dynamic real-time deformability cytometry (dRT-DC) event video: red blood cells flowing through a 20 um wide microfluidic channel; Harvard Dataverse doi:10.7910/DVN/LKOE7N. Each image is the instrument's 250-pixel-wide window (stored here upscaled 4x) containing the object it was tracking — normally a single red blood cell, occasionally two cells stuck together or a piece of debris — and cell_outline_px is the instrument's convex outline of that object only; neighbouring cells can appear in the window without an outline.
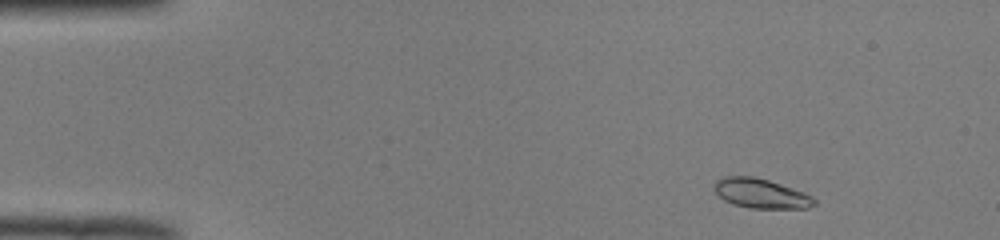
{"species": "common noctule bat (a hibernating species)", "species_latin": "Nyctalus noctula", "temperature_condition": "room temperature", "stored_images_in_passage": 50, "segment_of_instrument_passage": [1, 2], "camera_frame_rate_fps": 3000, "um_per_image_px": 0.085, "animal": {"sex": "male", "body_mass_g": 19.0, "forearm_length_mm": 50.8}, "frame": {"image": 1, "passage_image": 4, "time_ms": 1.0, "image_size_px": [1000, 240], "cell_outline_px": [[816, 204], [808, 208], [752, 208], [732, 204], [724, 200], [712, 188], [712, 184], [716, 180], [724, 176], [752, 176], [768, 180], [804, 192], [812, 196], [816, 200]], "centroid_in_image_um": [64.65, 16.44], "position_along_channel_um": 20.3, "area_um2": 17.28}}
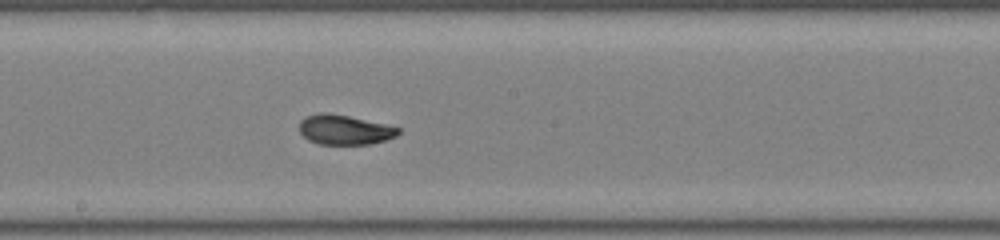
{"frame": {"image": 2, "passage_image": 26, "time_ms": 8.333, "image_size_px": [1000, 240], "cell_outline_px": [[400, 132], [396, 136], [384, 140], [368, 144], [320, 144], [308, 140], [300, 132], [300, 120], [304, 116], [320, 112], [328, 112], [348, 116], [384, 124], [400, 128]], "centroid_in_image_um": [29.24, 11.02], "position_along_channel_um": 219.0, "area_um2": 17.05}}
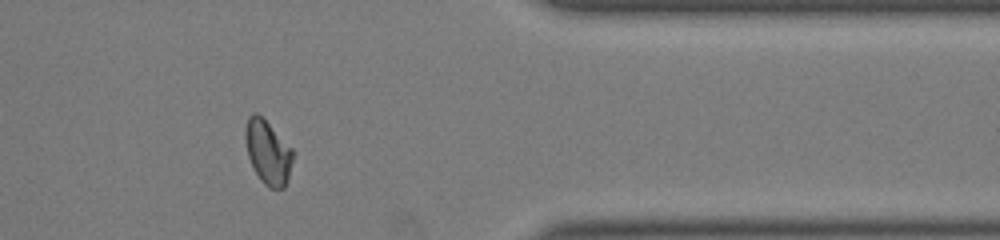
{"frame": {"image": 3, "passage_image": 40, "time_ms": 13.0, "image_size_px": [1000, 240], "cell_outline_px": [[292, 160], [288, 180], [284, 188], [268, 188], [260, 180], [248, 156], [244, 136], [244, 132], [248, 116], [252, 112], [256, 112], [292, 148]], "centroid_in_image_um": [22.75, 12.95], "position_along_channel_um": 388.7, "area_um2": 17.46}}